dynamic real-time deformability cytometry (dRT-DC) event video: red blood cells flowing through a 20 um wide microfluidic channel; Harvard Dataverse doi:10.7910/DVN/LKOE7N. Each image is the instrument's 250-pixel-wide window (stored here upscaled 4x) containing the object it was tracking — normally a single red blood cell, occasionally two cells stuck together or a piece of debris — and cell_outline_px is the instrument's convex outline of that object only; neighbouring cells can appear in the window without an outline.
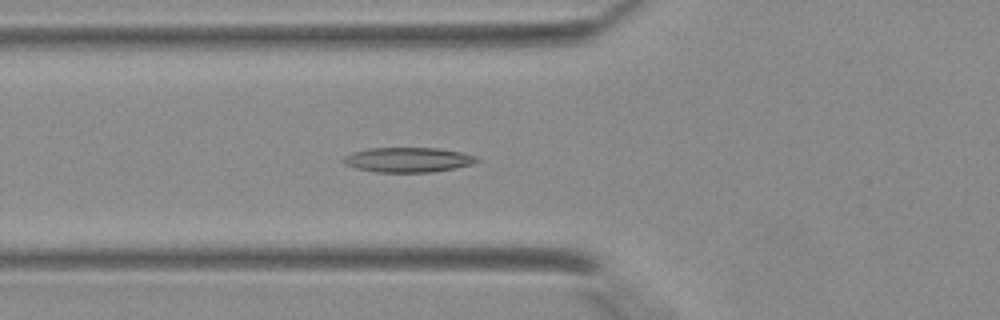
{"species": "Egyptian fruit bat (a non-hibernating species)", "species_latin": "Rousettus aegyptiacus", "temperature_condition": "warm", "stored_images_in_passage": 23, "camera_frame_rate_fps": 3000, "um_per_image_px": 0.085, "animal": {"sex": "female"}, "frame": {"image": 1, "passage_image": 5, "time_ms": 1.333, "image_size_px": [1000, 320], "cell_outline_px": [[480, 160], [472, 164], [432, 172], [376, 172], [356, 168], [344, 164], [340, 160], [344, 156], [352, 152], [368, 148], [436, 148], [460, 152], [476, 156]], "centroid_in_image_um": [34.62, 13.58], "position_along_channel_um": 91.2, "area_um2": 19.25}}
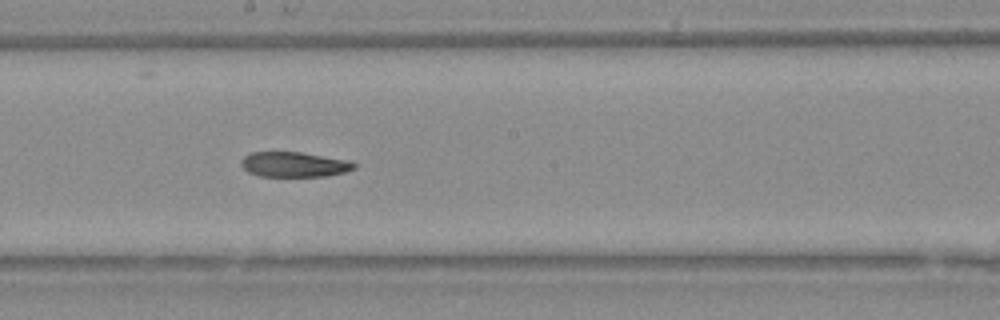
{"frame": {"image": 2, "passage_image": 13, "time_ms": 4.0, "image_size_px": [1000, 320], "cell_outline_px": [[356, 168], [344, 172], [324, 176], [260, 176], [248, 172], [240, 164], [240, 160], [244, 156], [252, 152], [300, 152], [344, 160], [356, 164]], "centroid_in_image_um": [24.94, 13.98], "position_along_channel_um": 223.3, "area_um2": 16.24}}
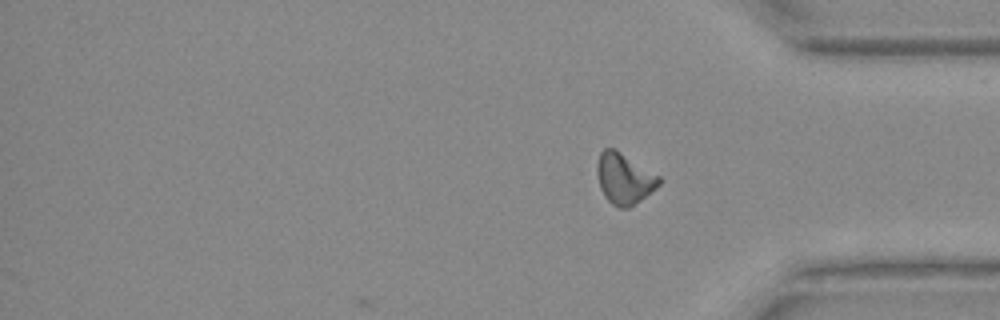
{"frame": {"image": 3, "passage_image": 23, "time_ms": 7.333, "image_size_px": [1000, 320], "cell_outline_px": [[660, 184], [656, 188], [640, 200], [628, 208], [620, 208], [612, 204], [604, 196], [600, 188], [596, 172], [596, 164], [600, 152], [604, 148], [612, 148], [620, 152], [660, 176]], "centroid_in_image_um": [53.03, 15.18], "position_along_channel_um": 382.2, "area_um2": 18.21}}